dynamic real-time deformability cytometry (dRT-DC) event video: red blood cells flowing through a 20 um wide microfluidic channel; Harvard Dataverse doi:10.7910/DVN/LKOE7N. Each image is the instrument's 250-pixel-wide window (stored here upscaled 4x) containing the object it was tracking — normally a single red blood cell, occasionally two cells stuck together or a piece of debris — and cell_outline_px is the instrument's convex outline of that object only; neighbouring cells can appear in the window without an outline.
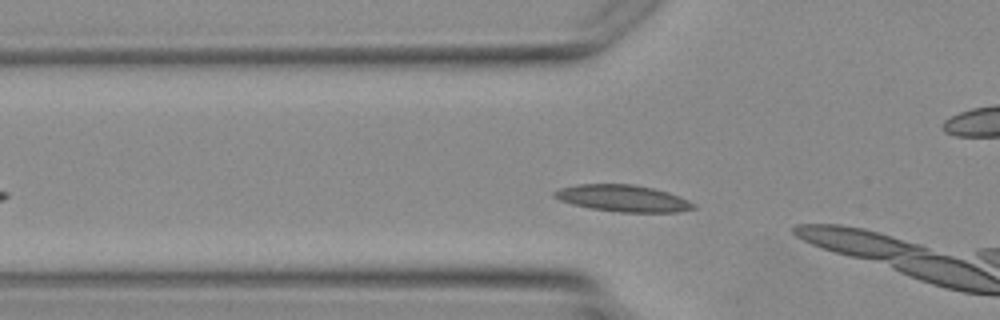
{"species": "Egyptian fruit bat (a non-hibernating species)", "species_latin": "Rousettus aegyptiacus", "temperature_condition": "warm", "stored_images_in_passage": 4, "camera_frame_rate_fps": 3000, "um_per_image_px": 0.085, "animal": {"sex": "female"}, "frame": {"image": 1, "passage_image": 3, "time_ms": 2.667, "image_size_px": [1000, 320], "cell_outline_px": [[696, 208], [680, 212], [620, 212], [588, 208], [572, 204], [560, 200], [552, 196], [552, 192], [560, 188], [576, 184], [632, 184], [652, 188], [668, 192], [680, 196], [696, 204]], "centroid_in_image_um": [52.94, 16.86], "position_along_channel_um": 72.9, "area_um2": 21.79}}